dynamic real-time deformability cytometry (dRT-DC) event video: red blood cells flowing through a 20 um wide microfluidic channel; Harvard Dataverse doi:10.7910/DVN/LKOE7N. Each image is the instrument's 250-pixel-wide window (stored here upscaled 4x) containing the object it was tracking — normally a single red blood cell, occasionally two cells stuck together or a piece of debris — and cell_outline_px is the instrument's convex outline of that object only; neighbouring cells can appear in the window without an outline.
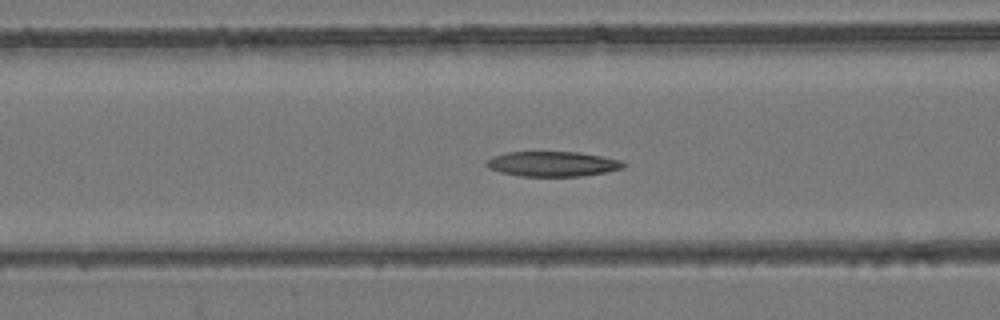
{"species": "common noctule bat (a hibernating species)", "species_latin": "Nyctalus noctula", "temperature_condition": "room temperature", "stored_images_in_passage": 50, "camera_frame_rate_fps": 3000, "um_per_image_px": 0.085, "animal": {"sex": "female", "body_mass_g": 24.6, "forearm_length_mm": 56.2}, "frame": {"image": 1, "passage_image": 17, "time_ms": 5.333, "image_size_px": [1000, 320], "cell_outline_px": [[628, 164], [624, 168], [604, 172], [580, 176], [520, 176], [500, 172], [488, 168], [484, 164], [492, 156], [508, 152], [580, 152], [620, 160]], "centroid_in_image_um": [46.96, 13.93], "position_along_channel_um": 119.6, "area_um2": 19.94}}
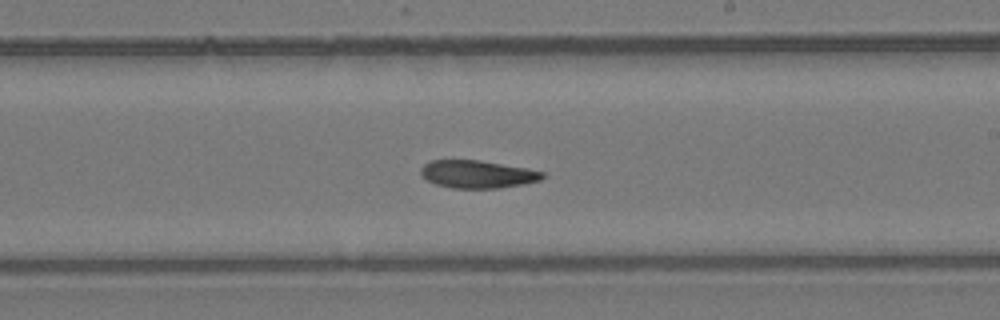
{"frame": {"image": 2, "passage_image": 27, "time_ms": 8.667, "image_size_px": [1000, 320], "cell_outline_px": [[544, 176], [540, 180], [524, 184], [500, 188], [452, 188], [436, 184], [428, 180], [420, 172], [420, 168], [424, 164], [432, 160], [480, 160], [528, 168], [544, 172]], "centroid_in_image_um": [40.6, 14.8], "position_along_channel_um": 248.4, "area_um2": 19.65}}
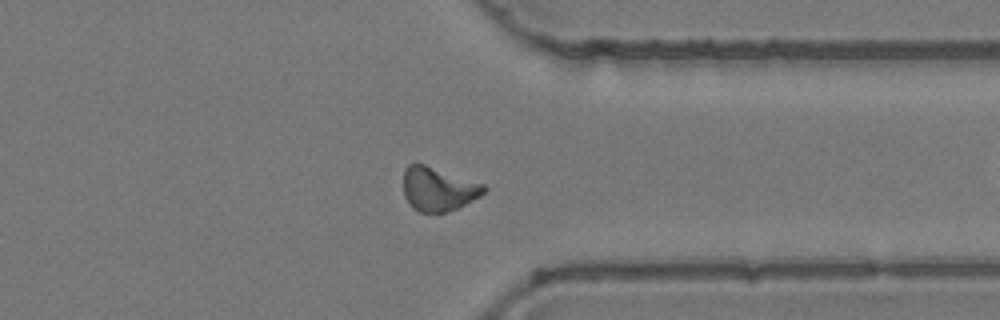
{"frame": {"image": 3, "passage_image": 37, "time_ms": 12.0, "image_size_px": [1000, 320], "cell_outline_px": [[488, 188], [480, 196], [456, 208], [444, 212], [420, 212], [412, 208], [404, 196], [404, 168], [408, 164], [424, 164], [484, 184]], "centroid_in_image_um": [37.23, 16.06], "position_along_channel_um": 374.2, "area_um2": 20.35}}